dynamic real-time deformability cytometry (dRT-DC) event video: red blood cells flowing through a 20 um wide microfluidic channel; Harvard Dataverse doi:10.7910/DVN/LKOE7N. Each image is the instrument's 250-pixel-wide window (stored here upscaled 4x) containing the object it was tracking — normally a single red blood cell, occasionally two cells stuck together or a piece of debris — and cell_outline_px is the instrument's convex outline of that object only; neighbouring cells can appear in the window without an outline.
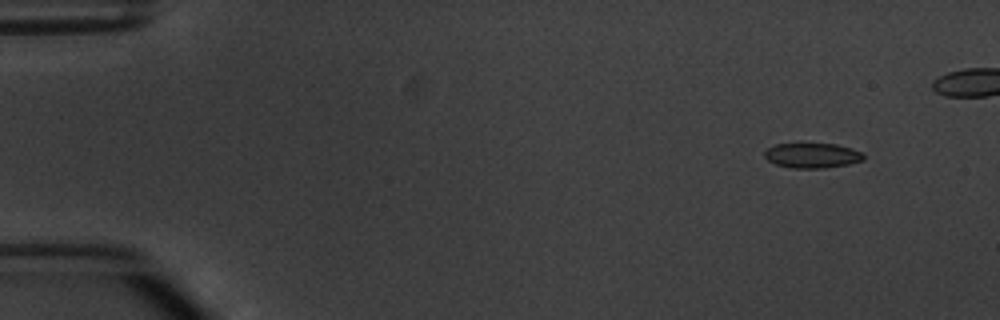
{"species": "common noctule bat (a hibernating species)", "species_latin": "Nyctalus noctula", "temperature_condition": "warm", "stored_images_in_passage": 6, "camera_frame_rate_fps": 3000, "um_per_image_px": 0.085, "animal": {"sex": "male", "body_mass_g": 20.1, "forearm_length_mm": 53.5}, "frame": {"image": 1, "passage_image": 2, "time_ms": 1.0, "image_size_px": [1000, 320], "cell_outline_px": [[864, 160], [848, 164], [824, 168], [792, 168], [776, 164], [768, 160], [764, 156], [764, 152], [768, 148], [776, 144], [836, 144], [860, 152], [864, 156]], "centroid_in_image_um": [69.01, 13.22], "position_along_channel_um": 16.0, "area_um2": 14.16}}